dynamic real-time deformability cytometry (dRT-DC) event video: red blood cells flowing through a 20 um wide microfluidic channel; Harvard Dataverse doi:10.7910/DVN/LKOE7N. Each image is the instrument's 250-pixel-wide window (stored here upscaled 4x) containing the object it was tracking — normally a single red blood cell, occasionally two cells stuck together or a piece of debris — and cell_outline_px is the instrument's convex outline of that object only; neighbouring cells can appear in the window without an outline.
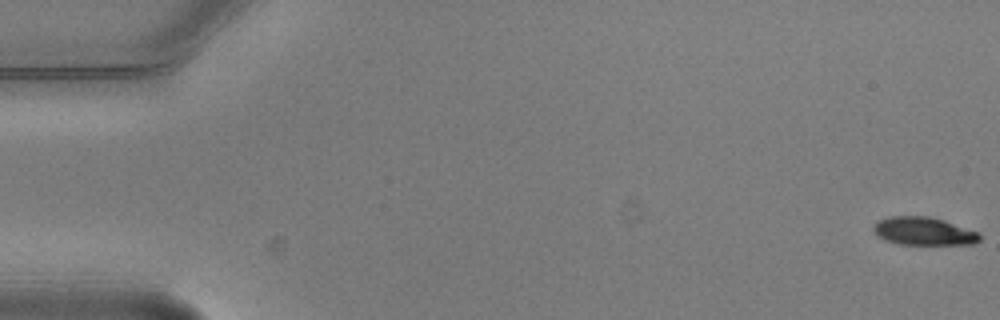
{"species": "common noctule bat (a hibernating species)", "species_latin": "Nyctalus noctula", "temperature_condition": "warm", "stored_images_in_passage": 7, "camera_frame_rate_fps": 3000, "um_per_image_px": 0.085, "animal": {"sex": "male", "body_mass_g": 20.5, "forearm_length_mm": 52.5}, "frame": {"image": 1, "passage_image": 1, "time_ms": 0.0, "image_size_px": [1000, 320], "cell_outline_px": [[980, 240], [972, 244], [900, 244], [884, 240], [876, 236], [872, 228], [876, 220], [888, 216], [928, 216], [944, 220], [980, 232]], "centroid_in_image_um": [78.47, 19.64], "position_along_channel_um": 6.5, "area_um2": 17.57}}
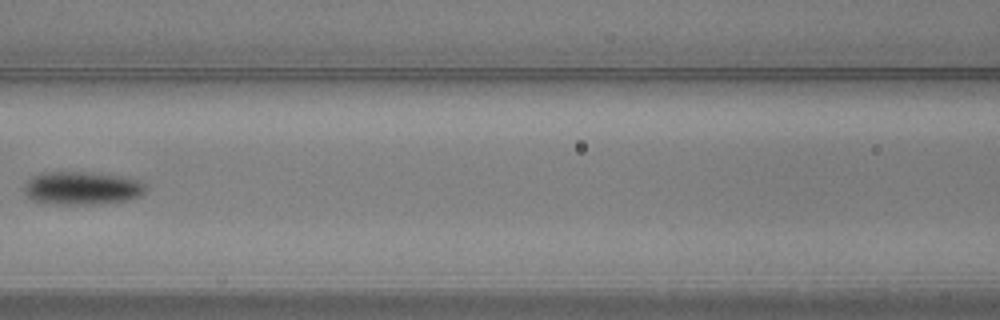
{"frame": {"image": 2, "passage_image": 6, "time_ms": 1.667, "image_size_px": [1000, 320], "cell_outline_px": [[144, 192], [140, 196], [128, 200], [96, 204], [56, 204], [36, 200], [28, 196], [24, 192], [24, 188], [28, 180], [32, 176], [40, 172], [84, 172], [120, 176], [136, 180], [144, 184]], "centroid_in_image_um": [6.95, 15.99], "position_along_channel_um": 159.7, "area_um2": 23.12}}
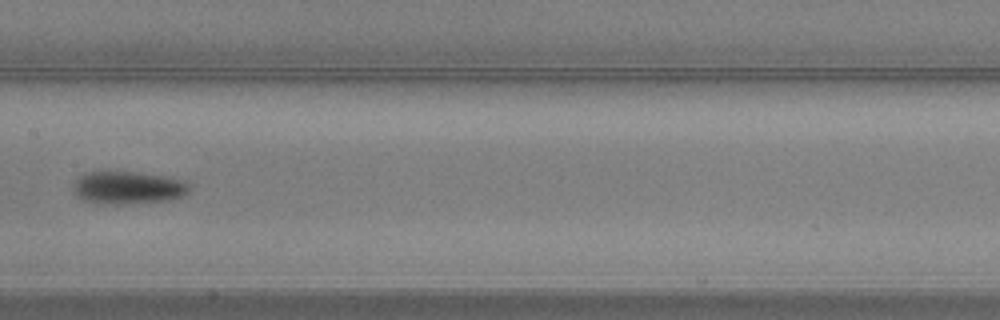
{"frame": {"image": 3, "passage_image": 7, "time_ms": 2.0, "image_size_px": [1000, 320], "cell_outline_px": [[192, 188], [184, 196], [168, 200], [128, 204], [100, 204], [84, 200], [76, 196], [72, 184], [76, 176], [84, 172], [100, 168], [108, 168], [172, 176], [188, 180]], "centroid_in_image_um": [10.86, 15.88], "position_along_channel_um": 196.5, "area_um2": 23.87}}